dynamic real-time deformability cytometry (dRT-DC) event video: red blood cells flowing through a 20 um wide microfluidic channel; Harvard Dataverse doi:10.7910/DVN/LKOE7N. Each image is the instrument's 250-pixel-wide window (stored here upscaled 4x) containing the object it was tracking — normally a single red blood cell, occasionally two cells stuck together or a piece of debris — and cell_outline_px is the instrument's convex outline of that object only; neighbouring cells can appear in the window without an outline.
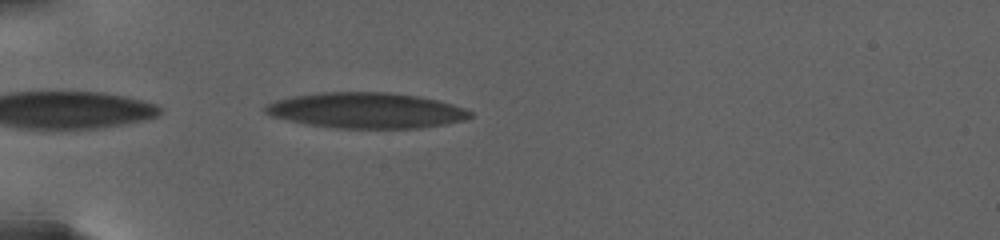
{"species": "human", "species_latin": "Homo sapiens", "temperature_condition": "warm", "stored_images_in_passage": 68, "camera_frame_rate_fps": 3000, "um_per_image_px": 0.085, "donor": {"sex": "female"}, "frame": {"image": 1, "passage_image": 3, "time_ms": 0.667, "image_size_px": [1000, 240], "cell_outline_px": [[472, 116], [464, 120], [444, 124], [420, 128], [336, 128], [308, 124], [288, 120], [272, 116], [264, 112], [264, 108], [268, 104], [276, 100], [292, 96], [320, 92], [388, 92], [416, 96], [436, 100], [452, 104], [464, 108], [472, 112]], "centroid_in_image_um": [31.12, 9.38], "position_along_channel_um": 53.9, "area_um2": 42.31}}
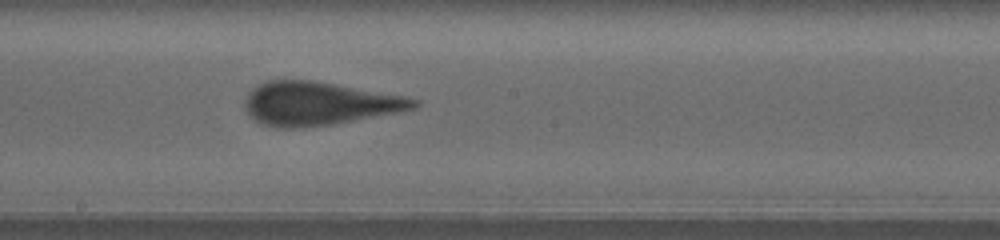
{"frame": {"image": 2, "passage_image": 31, "time_ms": 8.0, "image_size_px": [1000, 240], "cell_outline_px": [[420, 104], [416, 108], [396, 112], [332, 124], [300, 128], [276, 128], [260, 124], [248, 116], [244, 108], [244, 100], [248, 92], [256, 84], [268, 80], [312, 80], [404, 96], [420, 100]], "centroid_in_image_um": [27.01, 8.8], "position_along_channel_um": 221.2, "area_um2": 42.83}}
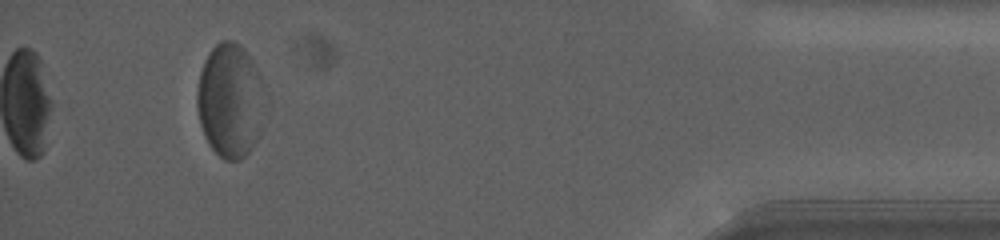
{"frame": {"image": 3, "passage_image": 68, "time_ms": 17.667, "image_size_px": [1000, 240], "cell_outline_px": [[260, 132], [256, 140], [248, 152], [240, 160], [224, 160], [208, 144], [204, 136], [200, 124], [196, 104], [196, 92], [200, 72], [204, 60], [208, 52], [220, 40], [232, 40], [240, 44], [244, 48], [252, 60], [256, 68], [260, 128]], "centroid_in_image_um": [19.44, 8.54], "position_along_channel_um": 415.8, "area_um2": 43.64}, "authors_computed_cell_mechanics": {"area_um2": 42.3385, "velocity_mm_per_s": 2.5546, "shape_relaxation_time_tau1_ms": 6.3674, "shape_relaxation_time_tau2_ms": 1.2854, "deformation_change_tau1": 0.1861, "deformation_change_tau2": 0.1113}}